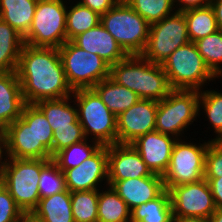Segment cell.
I'll list each match as a JSON object with an SVG mask.
<instances>
[{
    "mask_svg": "<svg viewBox=\"0 0 222 222\" xmlns=\"http://www.w3.org/2000/svg\"><path fill=\"white\" fill-rule=\"evenodd\" d=\"M72 95L77 102L78 120L83 127L85 137L94 135L93 140L101 145L117 143V122L109 108L92 89L74 90Z\"/></svg>",
    "mask_w": 222,
    "mask_h": 222,
    "instance_id": "obj_6",
    "label": "cell"
},
{
    "mask_svg": "<svg viewBox=\"0 0 222 222\" xmlns=\"http://www.w3.org/2000/svg\"><path fill=\"white\" fill-rule=\"evenodd\" d=\"M25 104L16 71L0 72V130L21 117Z\"/></svg>",
    "mask_w": 222,
    "mask_h": 222,
    "instance_id": "obj_20",
    "label": "cell"
},
{
    "mask_svg": "<svg viewBox=\"0 0 222 222\" xmlns=\"http://www.w3.org/2000/svg\"><path fill=\"white\" fill-rule=\"evenodd\" d=\"M63 173L70 192L98 190V182L105 178L108 181V145H102L79 166L66 169Z\"/></svg>",
    "mask_w": 222,
    "mask_h": 222,
    "instance_id": "obj_14",
    "label": "cell"
},
{
    "mask_svg": "<svg viewBox=\"0 0 222 222\" xmlns=\"http://www.w3.org/2000/svg\"><path fill=\"white\" fill-rule=\"evenodd\" d=\"M7 137V157L19 159H52L45 146H35V134L21 117L5 130Z\"/></svg>",
    "mask_w": 222,
    "mask_h": 222,
    "instance_id": "obj_18",
    "label": "cell"
},
{
    "mask_svg": "<svg viewBox=\"0 0 222 222\" xmlns=\"http://www.w3.org/2000/svg\"><path fill=\"white\" fill-rule=\"evenodd\" d=\"M120 1L121 0H82V2L80 1L79 3L102 15Z\"/></svg>",
    "mask_w": 222,
    "mask_h": 222,
    "instance_id": "obj_40",
    "label": "cell"
},
{
    "mask_svg": "<svg viewBox=\"0 0 222 222\" xmlns=\"http://www.w3.org/2000/svg\"><path fill=\"white\" fill-rule=\"evenodd\" d=\"M149 24L161 21L171 15L174 8L173 0H124Z\"/></svg>",
    "mask_w": 222,
    "mask_h": 222,
    "instance_id": "obj_35",
    "label": "cell"
},
{
    "mask_svg": "<svg viewBox=\"0 0 222 222\" xmlns=\"http://www.w3.org/2000/svg\"><path fill=\"white\" fill-rule=\"evenodd\" d=\"M94 144V145H93ZM88 145L87 140L72 144L59 152H57L52 160L64 172L66 169L75 168L79 166L84 160L92 156L102 145L94 141Z\"/></svg>",
    "mask_w": 222,
    "mask_h": 222,
    "instance_id": "obj_32",
    "label": "cell"
},
{
    "mask_svg": "<svg viewBox=\"0 0 222 222\" xmlns=\"http://www.w3.org/2000/svg\"><path fill=\"white\" fill-rule=\"evenodd\" d=\"M208 182L216 208L222 209V177L205 178Z\"/></svg>",
    "mask_w": 222,
    "mask_h": 222,
    "instance_id": "obj_41",
    "label": "cell"
},
{
    "mask_svg": "<svg viewBox=\"0 0 222 222\" xmlns=\"http://www.w3.org/2000/svg\"><path fill=\"white\" fill-rule=\"evenodd\" d=\"M162 66L171 89L199 91L207 80L217 77L191 41L174 50Z\"/></svg>",
    "mask_w": 222,
    "mask_h": 222,
    "instance_id": "obj_5",
    "label": "cell"
},
{
    "mask_svg": "<svg viewBox=\"0 0 222 222\" xmlns=\"http://www.w3.org/2000/svg\"><path fill=\"white\" fill-rule=\"evenodd\" d=\"M30 215L40 222H75L72 213L71 192L67 190L41 198Z\"/></svg>",
    "mask_w": 222,
    "mask_h": 222,
    "instance_id": "obj_21",
    "label": "cell"
},
{
    "mask_svg": "<svg viewBox=\"0 0 222 222\" xmlns=\"http://www.w3.org/2000/svg\"><path fill=\"white\" fill-rule=\"evenodd\" d=\"M153 174L131 144L108 145V180H125Z\"/></svg>",
    "mask_w": 222,
    "mask_h": 222,
    "instance_id": "obj_16",
    "label": "cell"
},
{
    "mask_svg": "<svg viewBox=\"0 0 222 222\" xmlns=\"http://www.w3.org/2000/svg\"><path fill=\"white\" fill-rule=\"evenodd\" d=\"M58 50L73 91L93 88L110 77V66L100 56L81 49L72 41H66Z\"/></svg>",
    "mask_w": 222,
    "mask_h": 222,
    "instance_id": "obj_7",
    "label": "cell"
},
{
    "mask_svg": "<svg viewBox=\"0 0 222 222\" xmlns=\"http://www.w3.org/2000/svg\"><path fill=\"white\" fill-rule=\"evenodd\" d=\"M21 118L33 128L35 146H45L52 156L53 131L43 112L35 104H25Z\"/></svg>",
    "mask_w": 222,
    "mask_h": 222,
    "instance_id": "obj_30",
    "label": "cell"
},
{
    "mask_svg": "<svg viewBox=\"0 0 222 222\" xmlns=\"http://www.w3.org/2000/svg\"><path fill=\"white\" fill-rule=\"evenodd\" d=\"M100 23L127 55H141L146 47L150 24L124 0L101 15Z\"/></svg>",
    "mask_w": 222,
    "mask_h": 222,
    "instance_id": "obj_4",
    "label": "cell"
},
{
    "mask_svg": "<svg viewBox=\"0 0 222 222\" xmlns=\"http://www.w3.org/2000/svg\"><path fill=\"white\" fill-rule=\"evenodd\" d=\"M71 41L81 49L97 54L110 67L128 56L101 23L80 33Z\"/></svg>",
    "mask_w": 222,
    "mask_h": 222,
    "instance_id": "obj_19",
    "label": "cell"
},
{
    "mask_svg": "<svg viewBox=\"0 0 222 222\" xmlns=\"http://www.w3.org/2000/svg\"><path fill=\"white\" fill-rule=\"evenodd\" d=\"M173 211L168 190L158 198L131 210L130 222H172Z\"/></svg>",
    "mask_w": 222,
    "mask_h": 222,
    "instance_id": "obj_25",
    "label": "cell"
},
{
    "mask_svg": "<svg viewBox=\"0 0 222 222\" xmlns=\"http://www.w3.org/2000/svg\"><path fill=\"white\" fill-rule=\"evenodd\" d=\"M222 177V140L213 139L209 142L205 155L204 178Z\"/></svg>",
    "mask_w": 222,
    "mask_h": 222,
    "instance_id": "obj_38",
    "label": "cell"
},
{
    "mask_svg": "<svg viewBox=\"0 0 222 222\" xmlns=\"http://www.w3.org/2000/svg\"><path fill=\"white\" fill-rule=\"evenodd\" d=\"M107 183L126 202L130 210L158 198L166 190L163 178L158 174L125 180H108Z\"/></svg>",
    "mask_w": 222,
    "mask_h": 222,
    "instance_id": "obj_17",
    "label": "cell"
},
{
    "mask_svg": "<svg viewBox=\"0 0 222 222\" xmlns=\"http://www.w3.org/2000/svg\"><path fill=\"white\" fill-rule=\"evenodd\" d=\"M110 78L135 92L140 99L163 100L172 90L161 64L141 55H128L110 67Z\"/></svg>",
    "mask_w": 222,
    "mask_h": 222,
    "instance_id": "obj_2",
    "label": "cell"
},
{
    "mask_svg": "<svg viewBox=\"0 0 222 222\" xmlns=\"http://www.w3.org/2000/svg\"><path fill=\"white\" fill-rule=\"evenodd\" d=\"M206 65L217 76L222 75V31L218 30L194 42ZM220 75V76H219Z\"/></svg>",
    "mask_w": 222,
    "mask_h": 222,
    "instance_id": "obj_33",
    "label": "cell"
},
{
    "mask_svg": "<svg viewBox=\"0 0 222 222\" xmlns=\"http://www.w3.org/2000/svg\"><path fill=\"white\" fill-rule=\"evenodd\" d=\"M172 222H210V219L202 217H179L173 216Z\"/></svg>",
    "mask_w": 222,
    "mask_h": 222,
    "instance_id": "obj_45",
    "label": "cell"
},
{
    "mask_svg": "<svg viewBox=\"0 0 222 222\" xmlns=\"http://www.w3.org/2000/svg\"><path fill=\"white\" fill-rule=\"evenodd\" d=\"M210 6L213 8L218 29L222 31V0H210Z\"/></svg>",
    "mask_w": 222,
    "mask_h": 222,
    "instance_id": "obj_43",
    "label": "cell"
},
{
    "mask_svg": "<svg viewBox=\"0 0 222 222\" xmlns=\"http://www.w3.org/2000/svg\"><path fill=\"white\" fill-rule=\"evenodd\" d=\"M69 97L42 100L35 105L43 112L52 127L70 126L78 120L77 109L69 104Z\"/></svg>",
    "mask_w": 222,
    "mask_h": 222,
    "instance_id": "obj_28",
    "label": "cell"
},
{
    "mask_svg": "<svg viewBox=\"0 0 222 222\" xmlns=\"http://www.w3.org/2000/svg\"><path fill=\"white\" fill-rule=\"evenodd\" d=\"M167 190L173 216L209 219L216 211L213 195L205 178L197 182L170 187Z\"/></svg>",
    "mask_w": 222,
    "mask_h": 222,
    "instance_id": "obj_12",
    "label": "cell"
},
{
    "mask_svg": "<svg viewBox=\"0 0 222 222\" xmlns=\"http://www.w3.org/2000/svg\"><path fill=\"white\" fill-rule=\"evenodd\" d=\"M25 214L0 182V222H19Z\"/></svg>",
    "mask_w": 222,
    "mask_h": 222,
    "instance_id": "obj_39",
    "label": "cell"
},
{
    "mask_svg": "<svg viewBox=\"0 0 222 222\" xmlns=\"http://www.w3.org/2000/svg\"><path fill=\"white\" fill-rule=\"evenodd\" d=\"M66 18L67 41H71L80 33L95 27L101 21L99 13L81 5L79 2L66 11Z\"/></svg>",
    "mask_w": 222,
    "mask_h": 222,
    "instance_id": "obj_29",
    "label": "cell"
},
{
    "mask_svg": "<svg viewBox=\"0 0 222 222\" xmlns=\"http://www.w3.org/2000/svg\"><path fill=\"white\" fill-rule=\"evenodd\" d=\"M198 112V90L172 89L158 102L155 131L179 139L181 131L195 120Z\"/></svg>",
    "mask_w": 222,
    "mask_h": 222,
    "instance_id": "obj_9",
    "label": "cell"
},
{
    "mask_svg": "<svg viewBox=\"0 0 222 222\" xmlns=\"http://www.w3.org/2000/svg\"><path fill=\"white\" fill-rule=\"evenodd\" d=\"M200 106L205 110L208 119L214 127L216 138L222 140V93L217 91H199V110Z\"/></svg>",
    "mask_w": 222,
    "mask_h": 222,
    "instance_id": "obj_36",
    "label": "cell"
},
{
    "mask_svg": "<svg viewBox=\"0 0 222 222\" xmlns=\"http://www.w3.org/2000/svg\"><path fill=\"white\" fill-rule=\"evenodd\" d=\"M38 189L40 199L67 191L64 173L52 159L41 169Z\"/></svg>",
    "mask_w": 222,
    "mask_h": 222,
    "instance_id": "obj_34",
    "label": "cell"
},
{
    "mask_svg": "<svg viewBox=\"0 0 222 222\" xmlns=\"http://www.w3.org/2000/svg\"><path fill=\"white\" fill-rule=\"evenodd\" d=\"M63 0H38L32 25L23 37L32 47L60 48L66 41V5Z\"/></svg>",
    "mask_w": 222,
    "mask_h": 222,
    "instance_id": "obj_8",
    "label": "cell"
},
{
    "mask_svg": "<svg viewBox=\"0 0 222 222\" xmlns=\"http://www.w3.org/2000/svg\"><path fill=\"white\" fill-rule=\"evenodd\" d=\"M4 149V150H3ZM6 149V150H5ZM5 151V152H4ZM3 152L6 154L7 153V137L5 134V131L0 130V173L3 170L4 166L7 163V159H5L3 162H1V159L3 157Z\"/></svg>",
    "mask_w": 222,
    "mask_h": 222,
    "instance_id": "obj_44",
    "label": "cell"
},
{
    "mask_svg": "<svg viewBox=\"0 0 222 222\" xmlns=\"http://www.w3.org/2000/svg\"><path fill=\"white\" fill-rule=\"evenodd\" d=\"M152 131L140 136L131 143L133 148L154 174L163 176L166 172L177 138Z\"/></svg>",
    "mask_w": 222,
    "mask_h": 222,
    "instance_id": "obj_15",
    "label": "cell"
},
{
    "mask_svg": "<svg viewBox=\"0 0 222 222\" xmlns=\"http://www.w3.org/2000/svg\"><path fill=\"white\" fill-rule=\"evenodd\" d=\"M19 222H40L36 219H34L30 214L25 215Z\"/></svg>",
    "mask_w": 222,
    "mask_h": 222,
    "instance_id": "obj_47",
    "label": "cell"
},
{
    "mask_svg": "<svg viewBox=\"0 0 222 222\" xmlns=\"http://www.w3.org/2000/svg\"><path fill=\"white\" fill-rule=\"evenodd\" d=\"M26 104L71 96L60 52L55 47L23 45L16 70Z\"/></svg>",
    "mask_w": 222,
    "mask_h": 222,
    "instance_id": "obj_1",
    "label": "cell"
},
{
    "mask_svg": "<svg viewBox=\"0 0 222 222\" xmlns=\"http://www.w3.org/2000/svg\"><path fill=\"white\" fill-rule=\"evenodd\" d=\"M38 0H0V18L23 37L28 33Z\"/></svg>",
    "mask_w": 222,
    "mask_h": 222,
    "instance_id": "obj_23",
    "label": "cell"
},
{
    "mask_svg": "<svg viewBox=\"0 0 222 222\" xmlns=\"http://www.w3.org/2000/svg\"><path fill=\"white\" fill-rule=\"evenodd\" d=\"M99 192L98 222H130L131 210L126 202L111 187Z\"/></svg>",
    "mask_w": 222,
    "mask_h": 222,
    "instance_id": "obj_26",
    "label": "cell"
},
{
    "mask_svg": "<svg viewBox=\"0 0 222 222\" xmlns=\"http://www.w3.org/2000/svg\"><path fill=\"white\" fill-rule=\"evenodd\" d=\"M174 4L175 2H178L180 8L175 11H185L192 8H201L210 5V0H173ZM181 3V4H180Z\"/></svg>",
    "mask_w": 222,
    "mask_h": 222,
    "instance_id": "obj_42",
    "label": "cell"
},
{
    "mask_svg": "<svg viewBox=\"0 0 222 222\" xmlns=\"http://www.w3.org/2000/svg\"><path fill=\"white\" fill-rule=\"evenodd\" d=\"M50 160L8 157L7 163L0 173V182L10 192L25 215L31 214L40 200L39 177L41 169Z\"/></svg>",
    "mask_w": 222,
    "mask_h": 222,
    "instance_id": "obj_3",
    "label": "cell"
},
{
    "mask_svg": "<svg viewBox=\"0 0 222 222\" xmlns=\"http://www.w3.org/2000/svg\"><path fill=\"white\" fill-rule=\"evenodd\" d=\"M99 190L71 192L72 213L75 222H98Z\"/></svg>",
    "mask_w": 222,
    "mask_h": 222,
    "instance_id": "obj_31",
    "label": "cell"
},
{
    "mask_svg": "<svg viewBox=\"0 0 222 222\" xmlns=\"http://www.w3.org/2000/svg\"><path fill=\"white\" fill-rule=\"evenodd\" d=\"M209 142L196 146V144H187L177 139L173 146L169 166L162 176L166 190L204 179L205 155Z\"/></svg>",
    "mask_w": 222,
    "mask_h": 222,
    "instance_id": "obj_11",
    "label": "cell"
},
{
    "mask_svg": "<svg viewBox=\"0 0 222 222\" xmlns=\"http://www.w3.org/2000/svg\"><path fill=\"white\" fill-rule=\"evenodd\" d=\"M52 131V157L60 150L86 139L79 120L70 123V126L52 127Z\"/></svg>",
    "mask_w": 222,
    "mask_h": 222,
    "instance_id": "obj_37",
    "label": "cell"
},
{
    "mask_svg": "<svg viewBox=\"0 0 222 222\" xmlns=\"http://www.w3.org/2000/svg\"><path fill=\"white\" fill-rule=\"evenodd\" d=\"M188 42L186 19L182 11H176L150 24L147 44L141 56L151 63L162 65L174 50Z\"/></svg>",
    "mask_w": 222,
    "mask_h": 222,
    "instance_id": "obj_10",
    "label": "cell"
},
{
    "mask_svg": "<svg viewBox=\"0 0 222 222\" xmlns=\"http://www.w3.org/2000/svg\"><path fill=\"white\" fill-rule=\"evenodd\" d=\"M158 101L140 99L116 117L117 143L131 144L140 136L155 131Z\"/></svg>",
    "mask_w": 222,
    "mask_h": 222,
    "instance_id": "obj_13",
    "label": "cell"
},
{
    "mask_svg": "<svg viewBox=\"0 0 222 222\" xmlns=\"http://www.w3.org/2000/svg\"><path fill=\"white\" fill-rule=\"evenodd\" d=\"M23 36L0 18V72L17 70Z\"/></svg>",
    "mask_w": 222,
    "mask_h": 222,
    "instance_id": "obj_24",
    "label": "cell"
},
{
    "mask_svg": "<svg viewBox=\"0 0 222 222\" xmlns=\"http://www.w3.org/2000/svg\"><path fill=\"white\" fill-rule=\"evenodd\" d=\"M183 14L187 22L188 36L191 42L219 30L213 8L210 5L188 9L183 11Z\"/></svg>",
    "mask_w": 222,
    "mask_h": 222,
    "instance_id": "obj_27",
    "label": "cell"
},
{
    "mask_svg": "<svg viewBox=\"0 0 222 222\" xmlns=\"http://www.w3.org/2000/svg\"><path fill=\"white\" fill-rule=\"evenodd\" d=\"M210 222H222V209L216 208V211L210 216Z\"/></svg>",
    "mask_w": 222,
    "mask_h": 222,
    "instance_id": "obj_46",
    "label": "cell"
},
{
    "mask_svg": "<svg viewBox=\"0 0 222 222\" xmlns=\"http://www.w3.org/2000/svg\"><path fill=\"white\" fill-rule=\"evenodd\" d=\"M92 89L116 116L126 111L140 100V97L135 92L117 84L110 77L103 79Z\"/></svg>",
    "mask_w": 222,
    "mask_h": 222,
    "instance_id": "obj_22",
    "label": "cell"
}]
</instances>
